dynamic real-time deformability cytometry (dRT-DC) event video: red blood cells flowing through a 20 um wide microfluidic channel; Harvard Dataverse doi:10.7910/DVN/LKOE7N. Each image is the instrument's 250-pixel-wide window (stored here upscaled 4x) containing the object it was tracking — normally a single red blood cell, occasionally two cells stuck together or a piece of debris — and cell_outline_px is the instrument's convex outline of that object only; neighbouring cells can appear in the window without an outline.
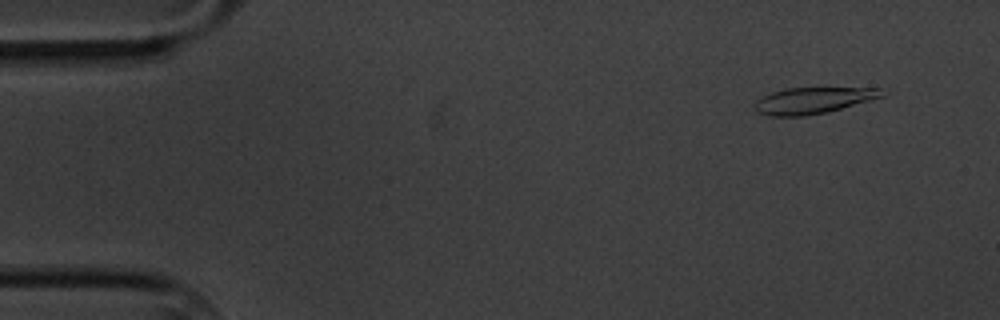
{"species": "common noctule bat (a hibernating species)", "species_latin": "Nyctalus noctula", "temperature_condition": "cold", "stored_images_in_passage": 5, "camera_frame_rate_fps": 3000, "um_per_image_px": 0.085, "animal": {"sex": "male", "body_mass_g": 20.1, "forearm_length_mm": 53.5}, "frame": {"image": 1, "passage_image": 1, "time_ms": 0.0, "image_size_px": [1000, 320], "cell_outline_px": [[888, 92], [884, 96], [872, 100], [828, 112], [804, 116], [768, 116], [756, 112], [756, 100], [772, 92], [784, 88], [880, 88]], "centroid_in_image_um": [69.16, 8.54], "position_along_channel_um": 15.8, "area_um2": 19.59}}
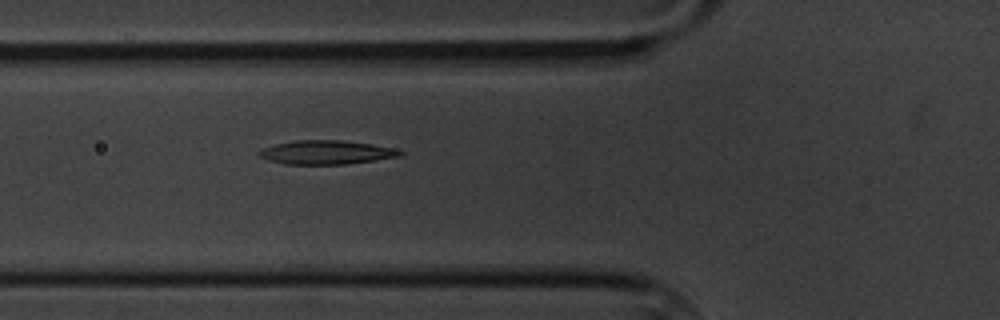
{"frame": {"image": 2, "passage_image": 5, "time_ms": 5.333, "image_size_px": [1000, 320], "cell_outline_px": [[404, 152], [400, 156], [348, 164], [284, 164], [268, 160], [260, 156], [256, 152], [264, 148], [276, 144], [296, 140], [340, 140], [372, 144], [392, 148]], "centroid_in_image_um": [27.71, 12.95], "position_along_channel_um": 98.1, "area_um2": 19.42}}